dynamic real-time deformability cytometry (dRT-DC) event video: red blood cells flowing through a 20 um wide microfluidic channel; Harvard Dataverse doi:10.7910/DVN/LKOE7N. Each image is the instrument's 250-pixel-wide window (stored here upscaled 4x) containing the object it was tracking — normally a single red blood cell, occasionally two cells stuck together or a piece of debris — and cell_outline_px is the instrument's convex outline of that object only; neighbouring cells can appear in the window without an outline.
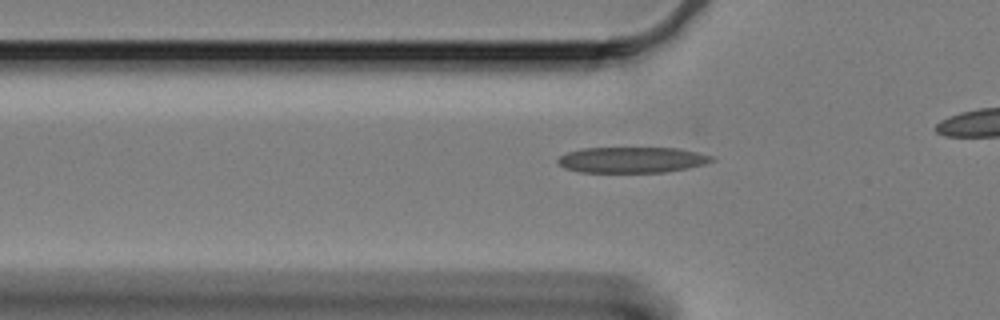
{"species": "Egyptian fruit bat (a non-hibernating species)", "species_latin": "Rousettus aegyptiacus", "temperature_condition": "cold", "stored_images_in_passage": 36, "camera_frame_rate_fps": 3000, "um_per_image_px": 0.085, "animal": {"sex": "female"}, "frame": {"image": 1, "passage_image": 7, "time_ms": 2.0, "image_size_px": [1000, 320], "cell_outline_px": [[716, 160], [704, 164], [688, 168], [664, 172], [580, 172], [564, 168], [556, 160], [560, 156], [568, 152], [580, 148], [676, 148], [696, 152], [712, 156]], "centroid_in_image_um": [53.7, 13.59], "position_along_channel_um": 72.1, "area_um2": 23.06}}
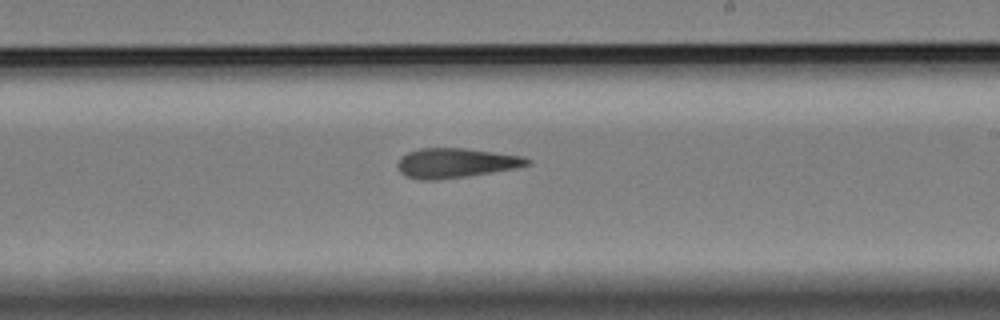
{"frame": {"image": 2, "passage_image": 23, "time_ms": 7.333, "image_size_px": [1000, 320], "cell_outline_px": [[532, 160], [528, 164], [516, 168], [492, 172], [436, 180], [420, 180], [404, 176], [400, 172], [396, 164], [400, 156], [408, 152], [420, 148], [464, 148], [524, 156]], "centroid_in_image_um": [38.69, 13.85], "position_along_channel_um": 250.3, "area_um2": 22.43}}
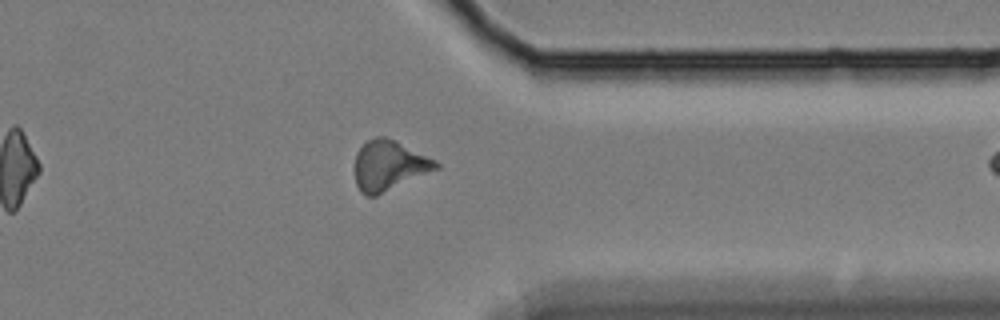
{"frame": {"image": 3, "passage_image": 35, "time_ms": 11.333, "image_size_px": [1000, 320], "cell_outline_px": [[440, 168], [376, 196], [368, 196], [360, 192], [356, 184], [352, 168], [356, 152], [368, 140], [376, 136], [384, 136], [436, 160], [440, 164]], "centroid_in_image_um": [33.02, 14.09], "position_along_channel_um": 378.4, "area_um2": 23.81}}